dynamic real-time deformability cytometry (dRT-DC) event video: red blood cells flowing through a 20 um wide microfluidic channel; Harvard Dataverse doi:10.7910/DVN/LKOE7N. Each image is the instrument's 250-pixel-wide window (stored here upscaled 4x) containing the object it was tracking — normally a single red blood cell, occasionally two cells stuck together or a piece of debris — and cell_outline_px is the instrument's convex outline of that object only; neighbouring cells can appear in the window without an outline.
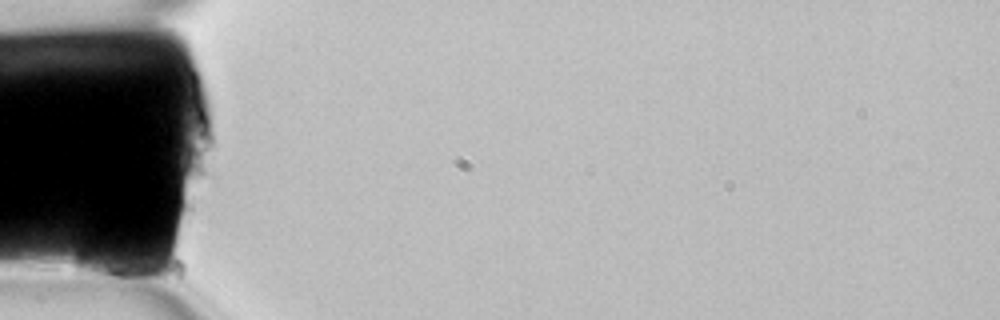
{"species": "common noctule bat (a hibernating species)", "species_latin": "Nyctalus noctula", "temperature_condition": "room temperature", "stored_images_in_passage": 3, "camera_frame_rate_fps": 3000, "um_per_image_px": 0.085, "animal": {"sex": "female", "body_mass_g": 22.7, "forearm_length_mm": 54.2}, "frame": {"image": 1, "passage_image": 1, "time_ms": 0.0, "image_size_px": [1000, 320], "cell_outline_px": [[148, 268], [140, 284], [136, 284], [88, 276], [80, 272], [72, 264], [72, 240], [92, 220], [96, 220], [132, 252]], "centroid_in_image_um": [8.96, 21.77], "position_along_channel_um": 76.0, "area_um2": 21.56}}